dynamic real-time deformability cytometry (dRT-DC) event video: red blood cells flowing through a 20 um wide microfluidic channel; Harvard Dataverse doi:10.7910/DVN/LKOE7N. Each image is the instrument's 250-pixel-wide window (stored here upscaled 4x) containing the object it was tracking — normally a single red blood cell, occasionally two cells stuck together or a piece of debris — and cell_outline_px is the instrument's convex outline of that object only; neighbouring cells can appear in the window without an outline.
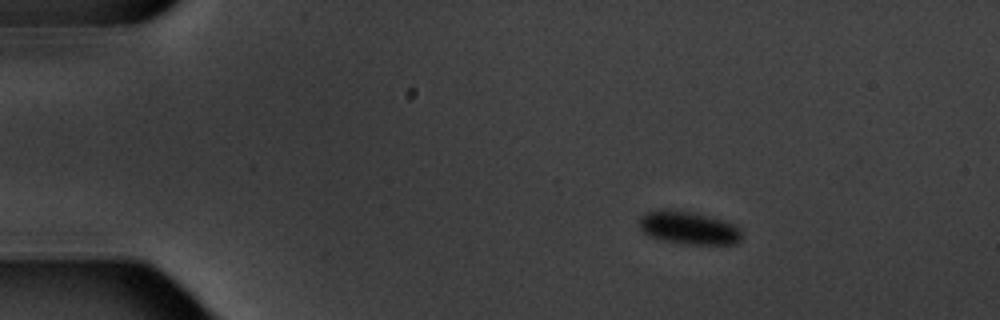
{"species": "common noctule bat (a hibernating species)", "species_latin": "Nyctalus noctula", "temperature_condition": "warm", "stored_images_in_passage": 5, "camera_frame_rate_fps": 3000, "um_per_image_px": 0.085, "animal": {"sex": "male", "body_mass_g": 20.1, "forearm_length_mm": 53.5}, "frame": {"image": 1, "passage_image": 2, "time_ms": 1.667, "image_size_px": [1000, 320], "cell_outline_px": [[740, 240], [736, 244], [684, 244], [664, 240], [648, 236], [640, 228], [640, 220], [648, 212], [664, 208], [692, 212], [724, 220], [740, 228]], "centroid_in_image_um": [58.54, 19.37], "position_along_channel_um": 26.5, "area_um2": 19.48}}
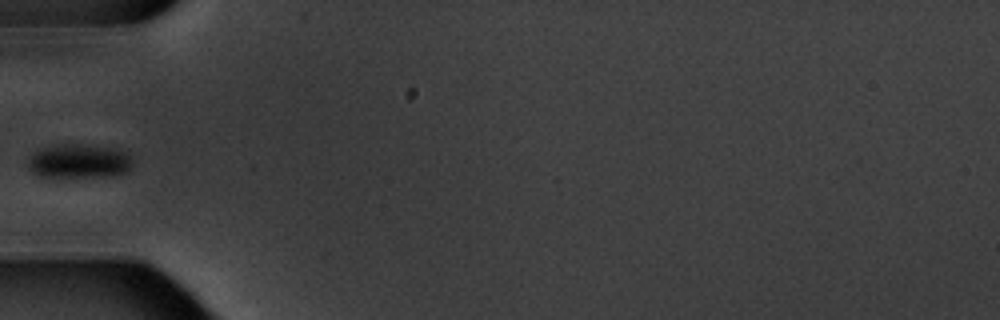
{"frame": {"image": 2, "passage_image": 5, "time_ms": 5.333, "image_size_px": [1000, 320], "cell_outline_px": [[132, 164], [124, 172], [112, 176], [36, 176], [28, 168], [28, 160], [32, 152], [40, 148], [64, 144], [92, 144], [116, 148], [128, 152], [132, 160]], "centroid_in_image_um": [6.7, 13.67], "position_along_channel_um": 78.3, "area_um2": 20.92}}